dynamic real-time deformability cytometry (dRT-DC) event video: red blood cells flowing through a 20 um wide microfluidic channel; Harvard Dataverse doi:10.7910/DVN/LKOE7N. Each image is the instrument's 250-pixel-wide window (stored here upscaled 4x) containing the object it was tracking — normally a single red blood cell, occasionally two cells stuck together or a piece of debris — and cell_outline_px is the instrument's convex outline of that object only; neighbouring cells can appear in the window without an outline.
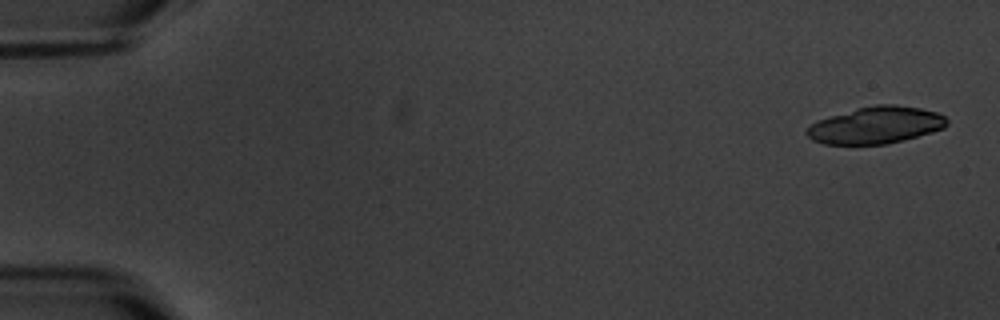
{"species": "common noctule bat (a hibernating species)", "species_latin": "Nyctalus noctula", "temperature_condition": "warm", "stored_images_in_passage": 5, "camera_frame_rate_fps": 3000, "um_per_image_px": 0.085, "animal": {"sex": "male", "body_mass_g": 20.1, "forearm_length_mm": 53.5}, "frame": {"image": 1, "passage_image": 1, "time_ms": 0.0, "image_size_px": [1000, 320], "cell_outline_px": [[948, 124], [944, 128], [932, 132], [904, 140], [888, 144], [824, 144], [812, 140], [804, 132], [812, 124], [828, 116], [856, 108], [876, 104], [896, 104], [920, 108], [936, 112], [944, 116], [948, 120]], "centroid_in_image_um": [74.46, 10.64], "position_along_channel_um": 10.5, "area_um2": 30.23}}